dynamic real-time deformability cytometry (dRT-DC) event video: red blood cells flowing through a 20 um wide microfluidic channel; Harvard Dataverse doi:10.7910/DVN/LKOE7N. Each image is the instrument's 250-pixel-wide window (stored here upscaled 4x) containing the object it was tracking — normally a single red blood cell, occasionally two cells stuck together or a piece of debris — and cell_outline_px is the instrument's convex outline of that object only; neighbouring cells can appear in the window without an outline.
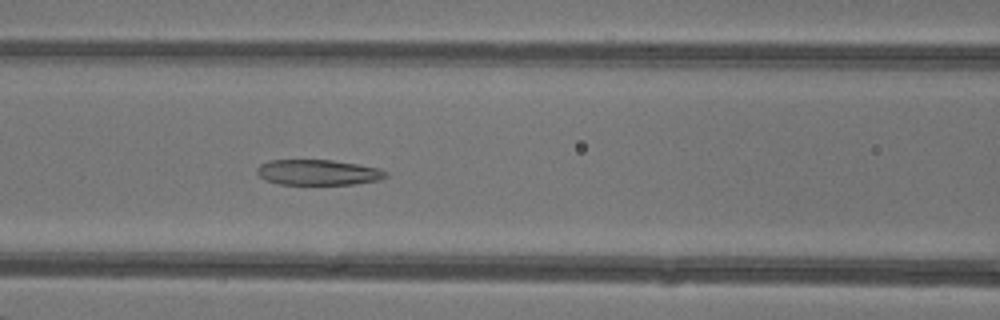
{"species": "common noctule bat (a hibernating species)", "species_latin": "Nyctalus noctula", "temperature_condition": "warm", "stored_images_in_passage": 48, "camera_frame_rate_fps": 3000, "um_per_image_px": 0.085, "animal": {"sex": "female"}, "frame": {"image": 1, "passage_image": 21, "time_ms": 6.667, "image_size_px": [1000, 320], "cell_outline_px": [[388, 176], [380, 180], [356, 184], [280, 184], [264, 180], [256, 172], [256, 168], [260, 164], [268, 160], [332, 160], [380, 168], [388, 172]], "centroid_in_image_um": [27.04, 14.65], "position_along_channel_um": 139.6, "area_um2": 19.25}}
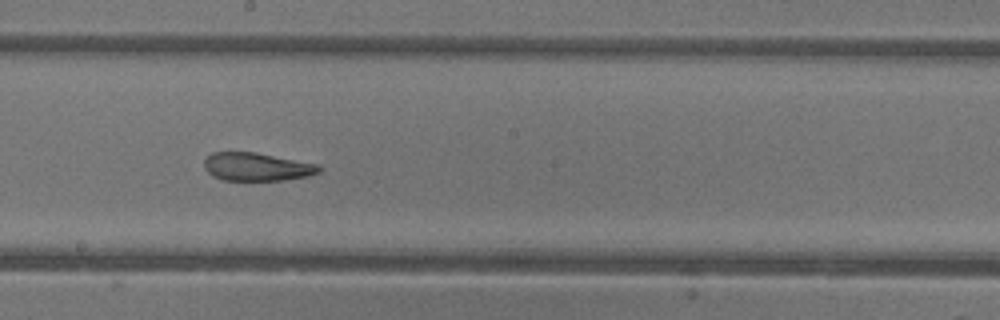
{"frame": {"image": 2, "passage_image": 27, "time_ms": 8.667, "image_size_px": [1000, 320], "cell_outline_px": [[324, 168], [320, 172], [308, 176], [284, 180], [224, 180], [212, 176], [204, 168], [204, 160], [212, 152], [256, 152], [320, 164]], "centroid_in_image_um": [21.87, 14.17], "position_along_channel_um": 226.3, "area_um2": 19.07}}
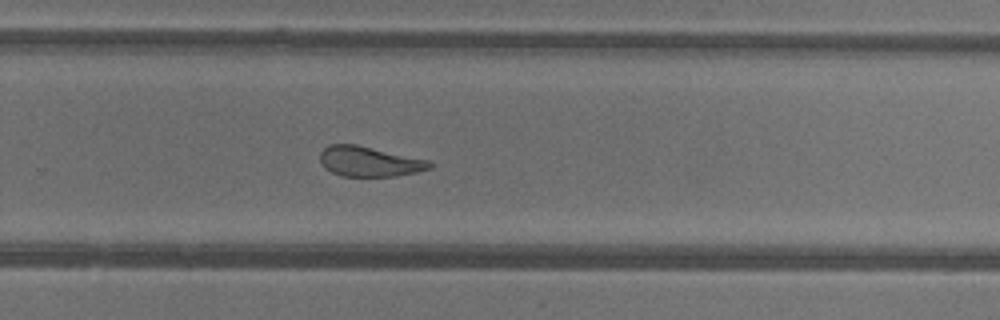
{"frame": {"image": 3, "passage_image": 32, "time_ms": 10.333, "image_size_px": [1000, 320], "cell_outline_px": [[432, 168], [416, 172], [396, 176], [344, 176], [332, 172], [324, 168], [320, 160], [320, 152], [328, 144], [356, 144], [428, 160], [432, 164]], "centroid_in_image_um": [31.37, 13.72], "position_along_channel_um": 298.4, "area_um2": 19.13}, "authors_computed_cell_mechanics": {"area_um2": 23.5824, "velocity_mm_per_s": 4.3519, "shape_relaxation_time_tau1_ms": null, "shape_relaxation_time_tau2_ms": 1.4812, "deformation_change_tau1": null, "deformation_change_tau2": 0.0958}}